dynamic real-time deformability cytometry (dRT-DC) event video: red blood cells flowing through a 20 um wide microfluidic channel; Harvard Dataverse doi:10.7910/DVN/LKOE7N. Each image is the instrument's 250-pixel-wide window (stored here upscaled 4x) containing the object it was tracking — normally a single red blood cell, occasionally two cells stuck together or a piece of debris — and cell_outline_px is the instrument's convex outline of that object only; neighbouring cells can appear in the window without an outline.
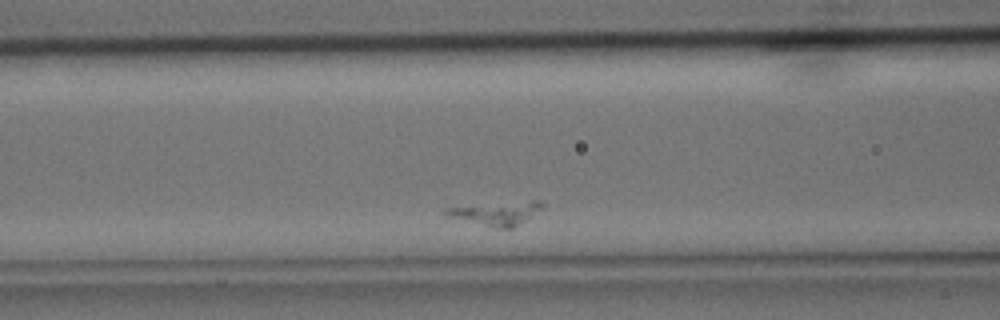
{"species": "common noctule bat (a hibernating species)", "species_latin": "Nyctalus noctula", "temperature_condition": "cold", "stored_images_in_passage": 28, "camera_frame_rate_fps": 3000, "um_per_image_px": 0.085, "animal": {"sex": "male", "body_mass_g": 15.6}, "frame": {"image": 1, "passage_image": 8, "time_ms": 2.333, "image_size_px": [1000, 320], "cell_outline_px": [[544, 208], [512, 228], [496, 228], [452, 216], [444, 212], [444, 208], [532, 200], [540, 200], [544, 204]], "centroid_in_image_um": [42.32, 18.11], "position_along_channel_um": 124.3, "area_um2": 12.6}}
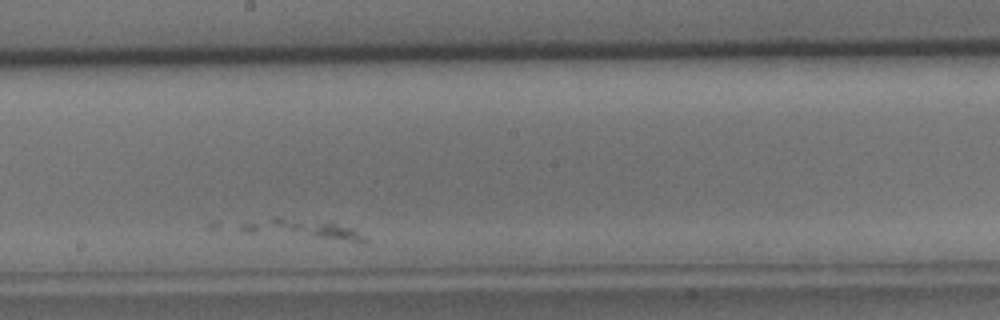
{"frame": {"image": 2, "passage_image": 16, "time_ms": 5.0, "image_size_px": [1000, 320], "cell_outline_px": [[368, 240], [364, 244], [248, 232], [240, 228], [240, 224], [268, 220], [332, 220], [356, 228]], "centroid_in_image_um": [26.16, 19.55], "position_along_channel_um": 222.0, "area_um2": 13.99}}